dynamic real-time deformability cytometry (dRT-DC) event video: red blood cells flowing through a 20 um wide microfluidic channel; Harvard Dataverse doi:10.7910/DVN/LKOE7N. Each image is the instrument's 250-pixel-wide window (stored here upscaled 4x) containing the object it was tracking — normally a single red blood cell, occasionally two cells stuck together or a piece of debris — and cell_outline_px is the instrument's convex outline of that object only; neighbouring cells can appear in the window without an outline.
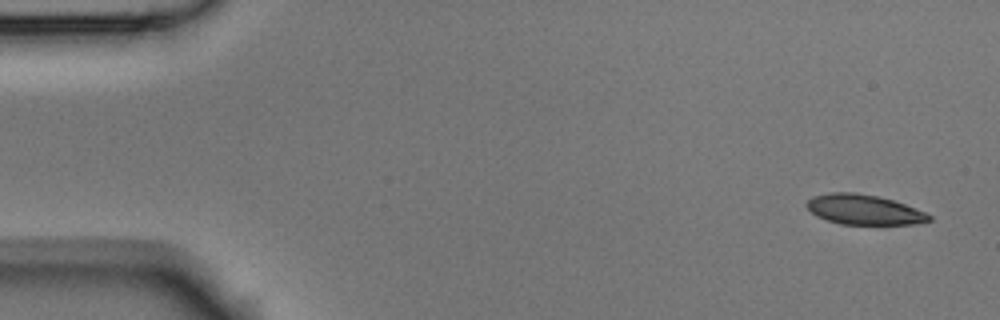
{"species": "Egyptian fruit bat (a non-hibernating species)", "species_latin": "Rousettus aegyptiacus", "temperature_condition": "room temperature", "stored_images_in_passage": 3, "camera_frame_rate_fps": 3000, "um_per_image_px": 0.085, "animal": {"sex": "male"}, "frame": {"image": 1, "passage_image": 3, "time_ms": 0.667, "image_size_px": [1000, 320], "cell_outline_px": [[932, 220], [912, 224], [840, 224], [816, 216], [804, 204], [812, 196], [832, 192], [856, 192], [876, 196], [892, 200], [928, 212], [932, 216]], "centroid_in_image_um": [73.44, 17.81], "position_along_channel_um": 11.6, "area_um2": 21.39}}